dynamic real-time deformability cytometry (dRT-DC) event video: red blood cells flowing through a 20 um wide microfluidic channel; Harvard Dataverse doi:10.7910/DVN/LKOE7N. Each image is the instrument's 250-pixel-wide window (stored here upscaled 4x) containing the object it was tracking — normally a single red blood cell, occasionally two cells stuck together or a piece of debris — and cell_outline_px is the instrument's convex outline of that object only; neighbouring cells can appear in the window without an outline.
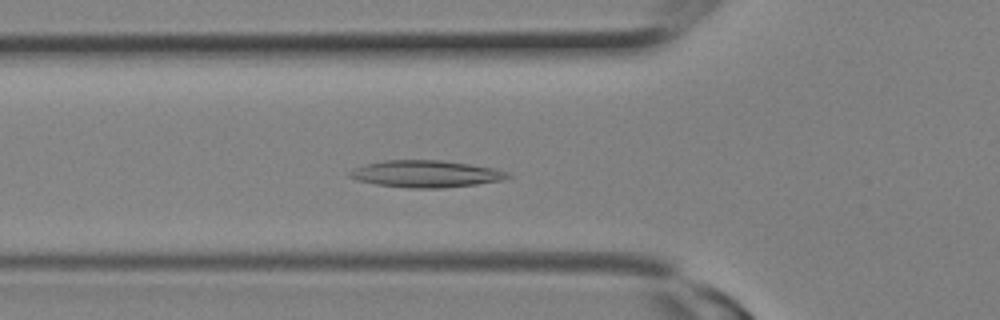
{"species": "Egyptian fruit bat (a non-hibernating species)", "species_latin": "Rousettus aegyptiacus", "temperature_condition": "room temperature", "stored_images_in_passage": 23, "camera_frame_rate_fps": 3000, "um_per_image_px": 0.085, "animal": {"sex": "female"}, "frame": {"image": 1, "passage_image": 7, "time_ms": 2.0, "image_size_px": [1000, 320], "cell_outline_px": [[512, 176], [504, 180], [476, 184], [444, 188], [412, 188], [376, 184], [356, 180], [348, 176], [348, 172], [352, 168], [364, 164], [384, 160], [440, 160], [468, 164], [492, 168], [508, 172]], "centroid_in_image_um": [36.16, 14.78], "position_along_channel_um": 89.6, "area_um2": 24.85}}
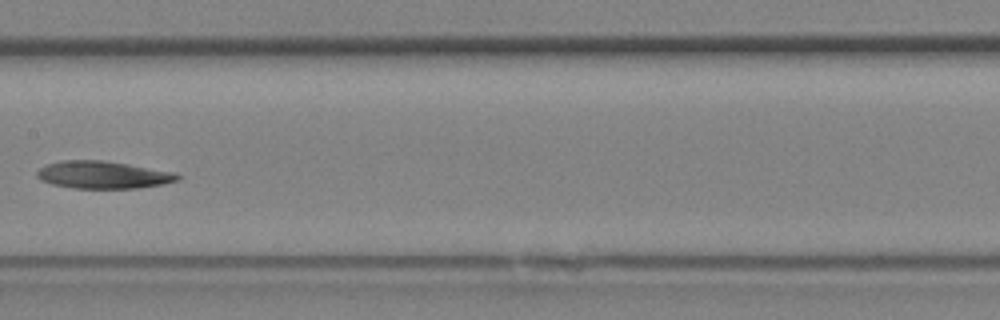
{"frame": {"image": 2, "passage_image": 11, "time_ms": 3.333, "image_size_px": [1000, 320], "cell_outline_px": [[180, 180], [164, 184], [136, 188], [72, 188], [52, 184], [40, 180], [36, 176], [36, 172], [40, 168], [48, 164], [64, 160], [104, 160], [128, 164], [172, 172], [180, 176]], "centroid_in_image_um": [8.74, 14.86], "position_along_channel_um": 198.7, "area_um2": 22.37}}
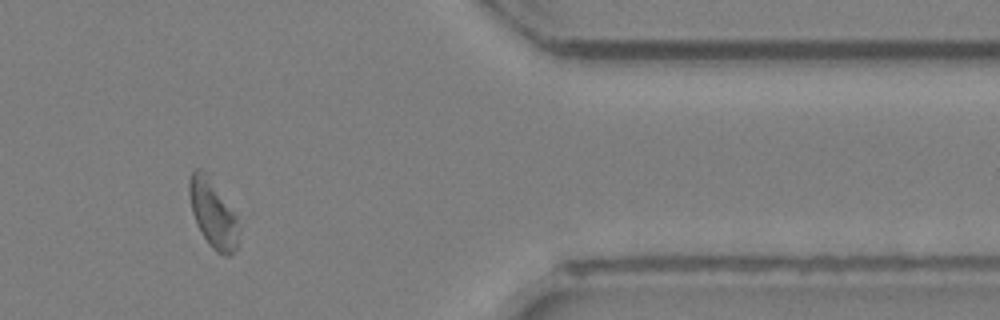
{"frame": {"image": 3, "passage_image": 19, "time_ms": 6.0, "image_size_px": [1000, 320], "cell_outline_px": [[240, 228], [236, 248], [228, 256], [224, 256], [216, 252], [208, 244], [196, 224], [192, 212], [188, 192], [188, 180], [192, 172], [196, 168], [204, 168], [208, 172], [236, 216]], "centroid_in_image_um": [18.08, 18.11], "position_along_channel_um": 393.3, "area_um2": 20.0}}